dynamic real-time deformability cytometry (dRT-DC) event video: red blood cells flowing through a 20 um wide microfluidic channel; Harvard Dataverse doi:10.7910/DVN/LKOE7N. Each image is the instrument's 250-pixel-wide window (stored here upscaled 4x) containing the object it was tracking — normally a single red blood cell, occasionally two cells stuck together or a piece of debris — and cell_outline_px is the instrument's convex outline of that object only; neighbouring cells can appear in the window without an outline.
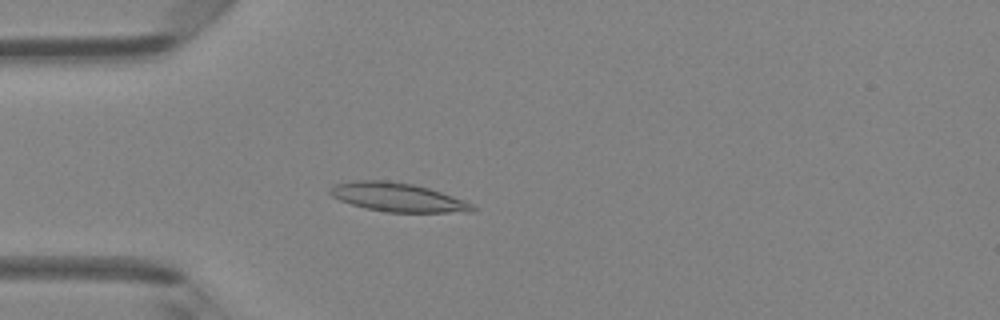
{"species": "Egyptian fruit bat (a non-hibernating species)", "species_latin": "Rousettus aegyptiacus", "temperature_condition": "room temperature", "stored_images_in_passage": 23, "segment_of_instrument_passage": [1, 2], "camera_frame_rate_fps": 3000, "um_per_image_px": 0.085, "animal": {"sex": "female"}, "frame": {"image": 1, "passage_image": 13, "time_ms": 4.0, "image_size_px": [1000, 320], "cell_outline_px": [[476, 212], [388, 212], [364, 208], [340, 200], [332, 196], [328, 192], [328, 188], [332, 184], [360, 180], [388, 180], [412, 184], [428, 188], [464, 200], [472, 204], [476, 208]], "centroid_in_image_um": [33.77, 16.77], "position_along_channel_um": 51.2, "area_um2": 23.87}}
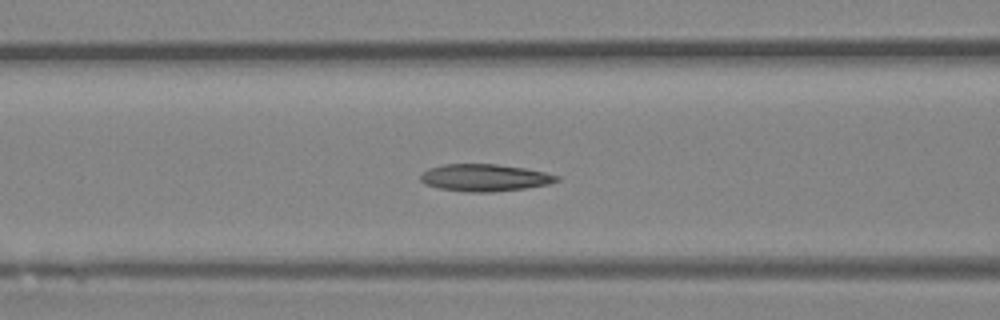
{"frame": {"image": 2, "passage_image": 19, "time_ms": 6.0, "image_size_px": [1000, 320], "cell_outline_px": [[560, 180], [548, 184], [524, 188], [492, 192], [468, 192], [440, 188], [424, 184], [420, 180], [420, 176], [428, 168], [444, 164], [496, 164], [524, 168], [544, 172], [560, 176]], "centroid_in_image_um": [41.19, 15.1], "position_along_channel_um": 125.4, "area_um2": 21.44}}
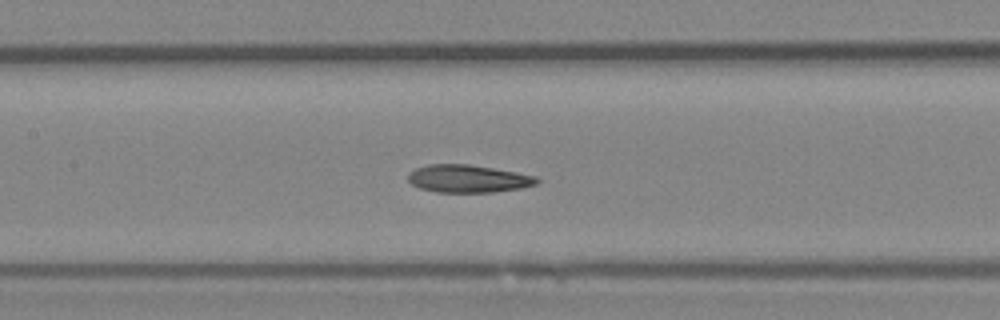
{"frame": {"image": 3, "passage_image": 22, "time_ms": 7.0, "image_size_px": [1000, 320], "cell_outline_px": [[540, 180], [536, 184], [520, 188], [492, 192], [436, 192], [420, 188], [412, 184], [408, 180], [408, 172], [416, 168], [428, 164], [468, 164], [516, 172], [536, 176]], "centroid_in_image_um": [39.76, 15.18], "position_along_channel_um": 167.6, "area_um2": 20.69}}